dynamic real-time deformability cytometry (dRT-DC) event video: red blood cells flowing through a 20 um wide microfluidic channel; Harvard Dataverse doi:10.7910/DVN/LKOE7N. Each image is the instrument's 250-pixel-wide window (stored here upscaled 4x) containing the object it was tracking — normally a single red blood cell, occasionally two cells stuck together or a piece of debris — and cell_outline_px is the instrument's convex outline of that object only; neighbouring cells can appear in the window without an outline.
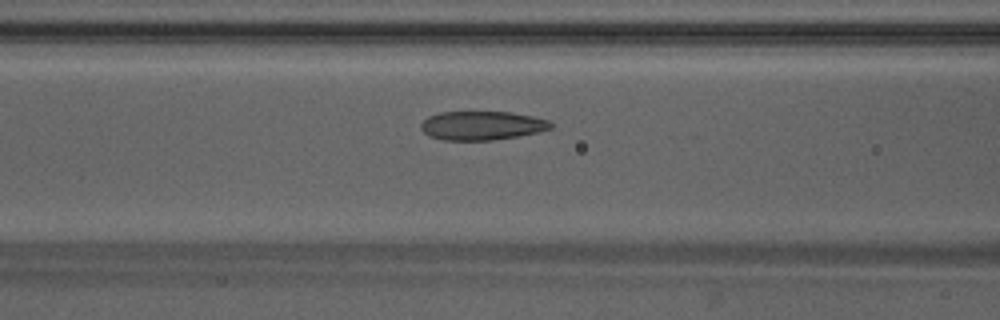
{"species": "Egyptian fruit bat (a non-hibernating species)", "species_latin": "Rousettus aegyptiacus", "temperature_condition": "warm", "stored_images_in_passage": 35, "camera_frame_rate_fps": 3000, "um_per_image_px": 0.085, "animal": {"sex": "male"}, "frame": {"image": 1, "passage_image": 7, "time_ms": 2.0, "image_size_px": [1000, 320], "cell_outline_px": [[552, 128], [536, 132], [516, 136], [492, 140], [444, 140], [428, 136], [420, 128], [420, 124], [428, 116], [440, 112], [512, 112], [532, 116], [548, 120], [552, 124]], "centroid_in_image_um": [40.92, 10.67], "position_along_channel_um": 125.7, "area_um2": 21.73}}
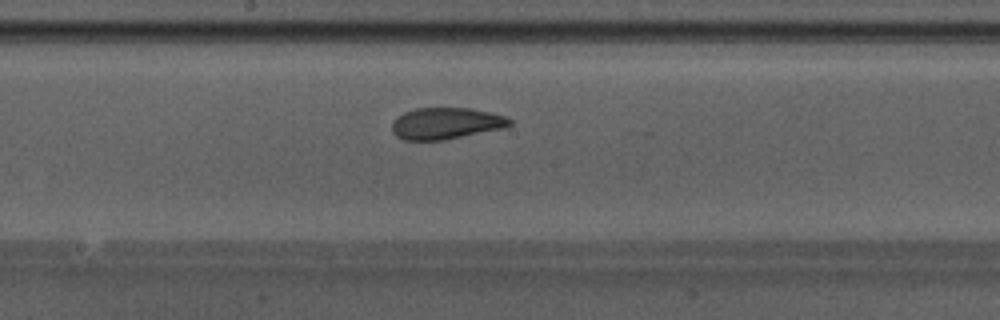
{"frame": {"image": 2, "passage_image": 13, "time_ms": 4.0, "image_size_px": [1000, 320], "cell_outline_px": [[512, 124], [504, 128], [444, 140], [404, 140], [396, 136], [392, 132], [392, 124], [404, 112], [416, 108], [472, 108], [492, 112], [504, 116], [512, 120]], "centroid_in_image_um": [37.93, 10.49], "position_along_channel_um": 210.3, "area_um2": 21.62}}
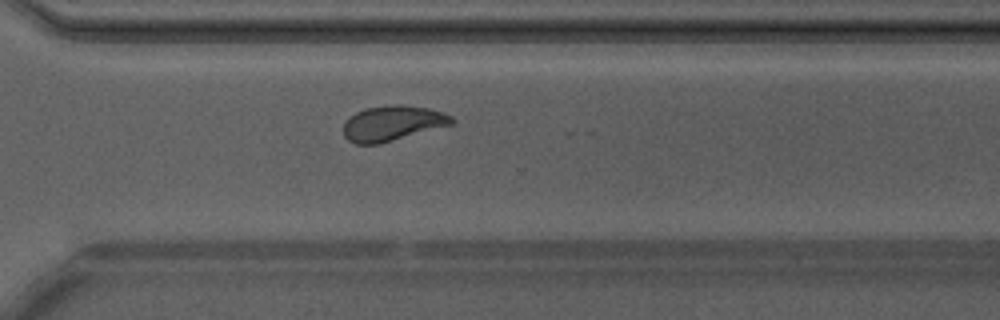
{"frame": {"image": 3, "passage_image": 22, "time_ms": 7.0, "image_size_px": [1000, 320], "cell_outline_px": [[456, 120], [452, 124], [380, 144], [356, 144], [348, 140], [344, 136], [344, 124], [348, 116], [364, 108], [396, 104], [404, 104], [428, 108], [444, 112], [452, 116]], "centroid_in_image_um": [33.36, 10.47], "position_along_channel_um": 337.2, "area_um2": 22.37}, "authors_computed_cell_mechanics": {"area_um2": 21.6172, "velocity_mm_per_s": 4.2377, "shape_relaxation_time_tau1_ms": 5.6646, "shape_relaxation_time_tau2_ms": 1.0863, "deformation_change_tau1": 0.1704, "deformation_change_tau2": 0.0723}}